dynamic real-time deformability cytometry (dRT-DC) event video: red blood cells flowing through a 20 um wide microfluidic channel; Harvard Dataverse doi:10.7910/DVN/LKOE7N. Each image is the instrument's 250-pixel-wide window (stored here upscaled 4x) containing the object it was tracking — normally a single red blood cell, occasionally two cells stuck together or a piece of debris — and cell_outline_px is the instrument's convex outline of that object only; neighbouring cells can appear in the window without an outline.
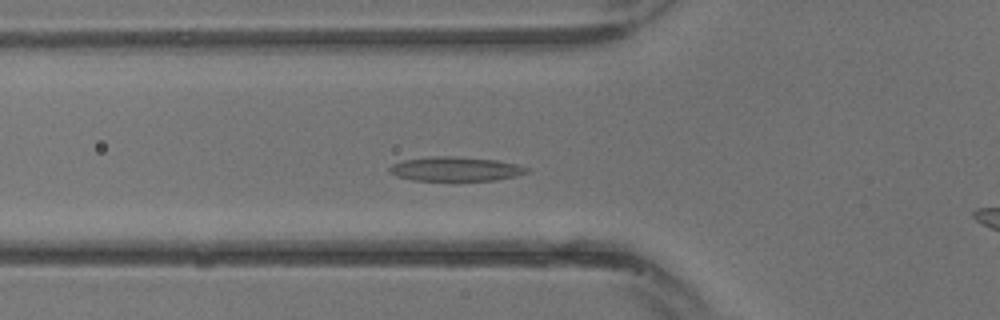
{"species": "common noctule bat (a hibernating species)", "species_latin": "Nyctalus noctula", "temperature_condition": "warm", "stored_images_in_passage": 15, "camera_frame_rate_fps": 3000, "um_per_image_px": 0.085, "animal": {"sex": "male", "body_mass_g": 13.3}, "frame": {"image": 1, "passage_image": 9, "time_ms": 2.667, "image_size_px": [1000, 320], "cell_outline_px": [[528, 172], [516, 176], [496, 180], [456, 184], [412, 180], [396, 176], [388, 172], [388, 168], [392, 164], [404, 160], [428, 156], [456, 156], [496, 160], [516, 164], [528, 168]], "centroid_in_image_um": [38.68, 14.42], "position_along_channel_um": 87.1, "area_um2": 20.63}}
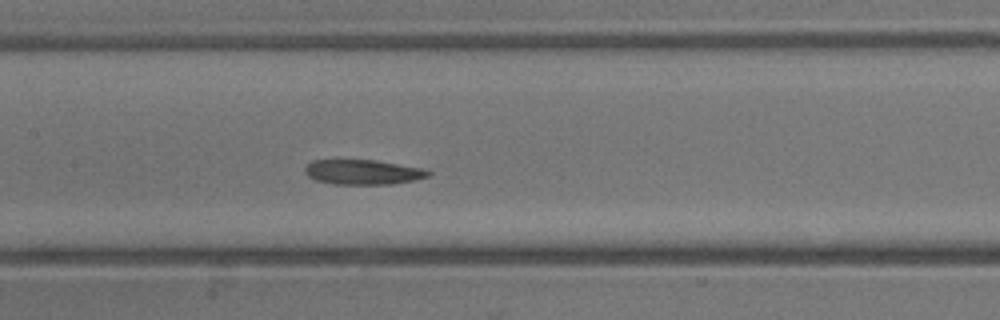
{"frame": {"image": 2, "passage_image": 13, "time_ms": 4.0, "image_size_px": [1000, 320], "cell_outline_px": [[432, 172], [428, 176], [412, 180], [392, 184], [332, 184], [316, 180], [308, 176], [304, 172], [304, 168], [312, 160], [376, 160], [420, 168]], "centroid_in_image_um": [30.79, 14.63], "position_along_channel_um": 176.6, "area_um2": 17.69}}
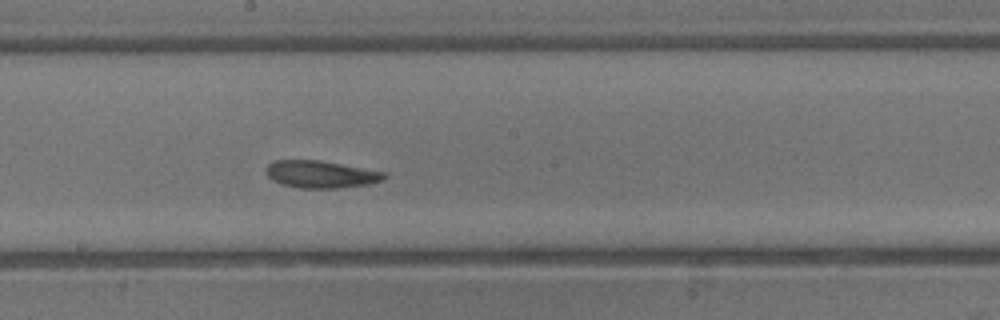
{"frame": {"image": 3, "passage_image": 15, "time_ms": 4.667, "image_size_px": [1000, 320], "cell_outline_px": [[388, 176], [384, 180], [368, 184], [340, 188], [300, 188], [284, 184], [272, 180], [268, 176], [264, 168], [268, 164], [276, 160], [320, 160], [384, 172]], "centroid_in_image_um": [27.27, 14.81], "position_along_channel_um": 220.9, "area_um2": 18.73}}